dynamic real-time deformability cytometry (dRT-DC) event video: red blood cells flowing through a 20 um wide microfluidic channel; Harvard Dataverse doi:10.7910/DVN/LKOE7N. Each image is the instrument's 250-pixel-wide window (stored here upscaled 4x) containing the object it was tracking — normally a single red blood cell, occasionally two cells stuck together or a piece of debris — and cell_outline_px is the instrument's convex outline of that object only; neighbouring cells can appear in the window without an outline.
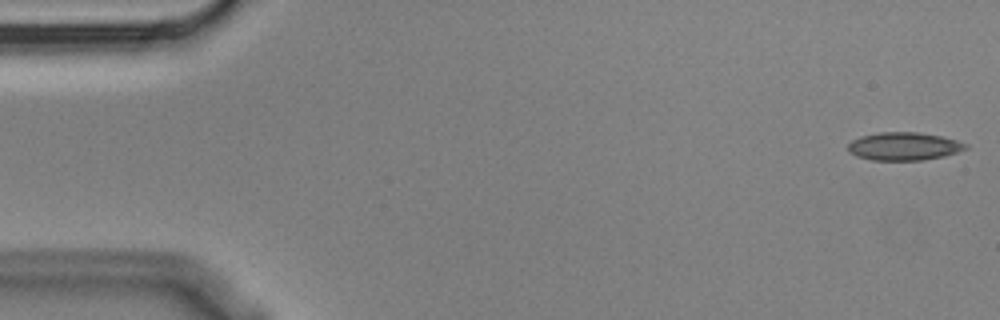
{"species": "Egyptian fruit bat (a non-hibernating species)", "species_latin": "Rousettus aegyptiacus", "temperature_condition": "cold", "stored_images_in_passage": 5, "camera_frame_rate_fps": 3000, "um_per_image_px": 0.085, "animal": {"sex": "male"}, "frame": {"image": 1, "passage_image": 1, "time_ms": 0.0, "image_size_px": [1000, 320], "cell_outline_px": [[968, 148], [944, 156], [924, 160], [872, 160], [856, 156], [848, 148], [848, 144], [852, 140], [860, 136], [880, 132], [916, 132], [940, 136], [956, 140], [968, 144]], "centroid_in_image_um": [76.83, 12.43], "position_along_channel_um": 8.2, "area_um2": 19.07}}
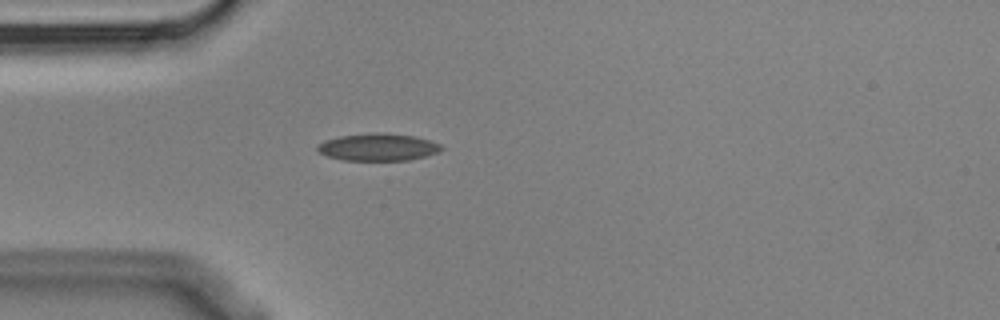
{"frame": {"image": 2, "passage_image": 5, "time_ms": 1.333, "image_size_px": [1000, 320], "cell_outline_px": [[444, 148], [440, 152], [408, 160], [344, 160], [328, 156], [320, 152], [316, 148], [316, 144], [324, 140], [340, 136], [368, 132], [380, 132], [416, 136], [440, 144]], "centroid_in_image_um": [32.12, 12.49], "position_along_channel_um": 52.9, "area_um2": 19.83}}